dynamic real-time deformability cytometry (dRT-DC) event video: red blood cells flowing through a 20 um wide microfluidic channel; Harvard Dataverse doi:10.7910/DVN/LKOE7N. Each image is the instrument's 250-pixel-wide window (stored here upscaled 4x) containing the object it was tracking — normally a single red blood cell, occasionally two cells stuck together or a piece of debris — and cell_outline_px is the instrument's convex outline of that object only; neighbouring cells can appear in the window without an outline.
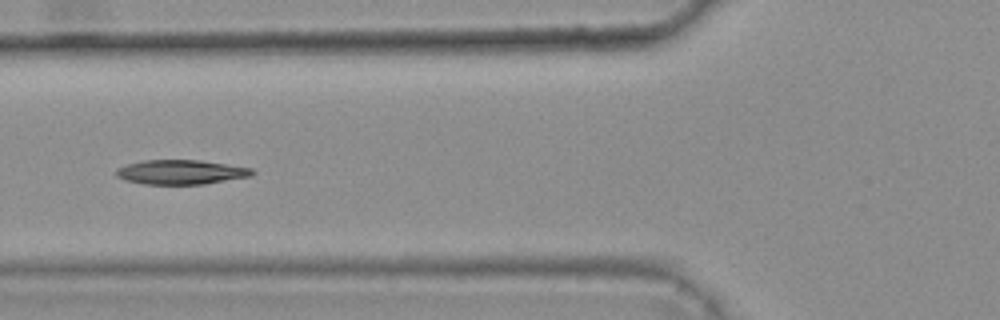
{"species": "common noctule bat (a hibernating species)", "species_latin": "Nyctalus noctula", "temperature_condition": "warm", "stored_images_in_passage": 9, "camera_frame_rate_fps": 3000, "um_per_image_px": 0.085, "animal": {"sex": "female", "body_mass_g": 25.1}, "frame": {"image": 1, "passage_image": 6, "time_ms": 1.667, "image_size_px": [1000, 320], "cell_outline_px": [[256, 172], [252, 176], [204, 184], [144, 184], [128, 180], [116, 176], [116, 168], [128, 164], [144, 160], [200, 160], [252, 168]], "centroid_in_image_um": [15.41, 14.62], "position_along_channel_um": 110.4, "area_um2": 19.31}}
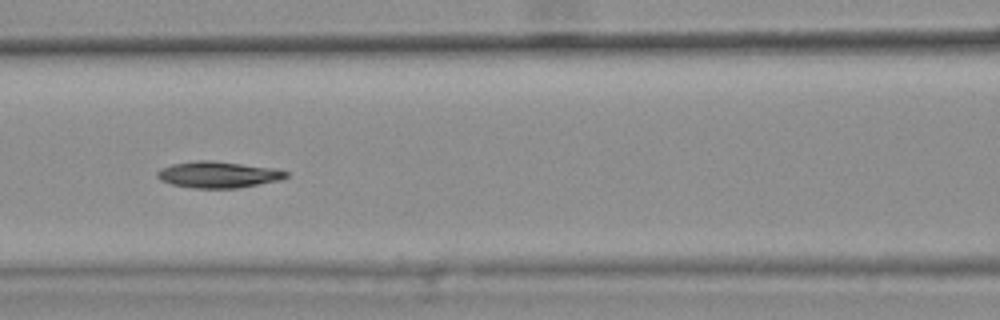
{"frame": {"image": 2, "passage_image": 7, "time_ms": 2.0, "image_size_px": [1000, 320], "cell_outline_px": [[288, 176], [280, 180], [236, 188], [192, 188], [172, 184], [160, 180], [156, 176], [156, 172], [160, 168], [172, 164], [196, 160], [212, 160], [276, 168], [288, 172]], "centroid_in_image_um": [18.52, 14.83], "position_along_channel_um": 148.1, "area_um2": 19.88}}